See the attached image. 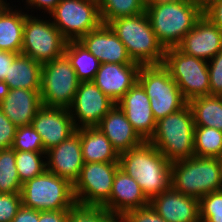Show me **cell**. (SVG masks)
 Wrapping results in <instances>:
<instances>
[{
  "label": "cell",
  "instance_id": "obj_49",
  "mask_svg": "<svg viewBox=\"0 0 222 222\" xmlns=\"http://www.w3.org/2000/svg\"><path fill=\"white\" fill-rule=\"evenodd\" d=\"M106 222H125L122 216H111Z\"/></svg>",
  "mask_w": 222,
  "mask_h": 222
},
{
  "label": "cell",
  "instance_id": "obj_28",
  "mask_svg": "<svg viewBox=\"0 0 222 222\" xmlns=\"http://www.w3.org/2000/svg\"><path fill=\"white\" fill-rule=\"evenodd\" d=\"M71 62L80 82L93 81L99 69V60L79 41H68L64 53Z\"/></svg>",
  "mask_w": 222,
  "mask_h": 222
},
{
  "label": "cell",
  "instance_id": "obj_11",
  "mask_svg": "<svg viewBox=\"0 0 222 222\" xmlns=\"http://www.w3.org/2000/svg\"><path fill=\"white\" fill-rule=\"evenodd\" d=\"M48 16L67 41H79L102 24L97 0H61Z\"/></svg>",
  "mask_w": 222,
  "mask_h": 222
},
{
  "label": "cell",
  "instance_id": "obj_47",
  "mask_svg": "<svg viewBox=\"0 0 222 222\" xmlns=\"http://www.w3.org/2000/svg\"><path fill=\"white\" fill-rule=\"evenodd\" d=\"M13 3L8 2L7 0H0V18L3 13L12 5Z\"/></svg>",
  "mask_w": 222,
  "mask_h": 222
},
{
  "label": "cell",
  "instance_id": "obj_15",
  "mask_svg": "<svg viewBox=\"0 0 222 222\" xmlns=\"http://www.w3.org/2000/svg\"><path fill=\"white\" fill-rule=\"evenodd\" d=\"M177 48L190 56L209 61L222 50V31L202 15Z\"/></svg>",
  "mask_w": 222,
  "mask_h": 222
},
{
  "label": "cell",
  "instance_id": "obj_12",
  "mask_svg": "<svg viewBox=\"0 0 222 222\" xmlns=\"http://www.w3.org/2000/svg\"><path fill=\"white\" fill-rule=\"evenodd\" d=\"M119 162L84 163L73 185L76 204L103 206L109 199Z\"/></svg>",
  "mask_w": 222,
  "mask_h": 222
},
{
  "label": "cell",
  "instance_id": "obj_37",
  "mask_svg": "<svg viewBox=\"0 0 222 222\" xmlns=\"http://www.w3.org/2000/svg\"><path fill=\"white\" fill-rule=\"evenodd\" d=\"M210 95L222 94V50L208 61Z\"/></svg>",
  "mask_w": 222,
  "mask_h": 222
},
{
  "label": "cell",
  "instance_id": "obj_46",
  "mask_svg": "<svg viewBox=\"0 0 222 222\" xmlns=\"http://www.w3.org/2000/svg\"><path fill=\"white\" fill-rule=\"evenodd\" d=\"M9 86L5 81L0 79V102L6 97V95L9 93Z\"/></svg>",
  "mask_w": 222,
  "mask_h": 222
},
{
  "label": "cell",
  "instance_id": "obj_24",
  "mask_svg": "<svg viewBox=\"0 0 222 222\" xmlns=\"http://www.w3.org/2000/svg\"><path fill=\"white\" fill-rule=\"evenodd\" d=\"M76 132L80 135L84 163L118 162V152L98 127H81Z\"/></svg>",
  "mask_w": 222,
  "mask_h": 222
},
{
  "label": "cell",
  "instance_id": "obj_50",
  "mask_svg": "<svg viewBox=\"0 0 222 222\" xmlns=\"http://www.w3.org/2000/svg\"><path fill=\"white\" fill-rule=\"evenodd\" d=\"M220 163H221V167H222V156L220 157Z\"/></svg>",
  "mask_w": 222,
  "mask_h": 222
},
{
  "label": "cell",
  "instance_id": "obj_10",
  "mask_svg": "<svg viewBox=\"0 0 222 222\" xmlns=\"http://www.w3.org/2000/svg\"><path fill=\"white\" fill-rule=\"evenodd\" d=\"M79 83L76 72L65 54L42 64L40 88L42 105L69 109Z\"/></svg>",
  "mask_w": 222,
  "mask_h": 222
},
{
  "label": "cell",
  "instance_id": "obj_5",
  "mask_svg": "<svg viewBox=\"0 0 222 222\" xmlns=\"http://www.w3.org/2000/svg\"><path fill=\"white\" fill-rule=\"evenodd\" d=\"M194 118L187 103L182 109L159 119L149 142L170 162L194 156Z\"/></svg>",
  "mask_w": 222,
  "mask_h": 222
},
{
  "label": "cell",
  "instance_id": "obj_20",
  "mask_svg": "<svg viewBox=\"0 0 222 222\" xmlns=\"http://www.w3.org/2000/svg\"><path fill=\"white\" fill-rule=\"evenodd\" d=\"M149 204L167 222H200L199 199L172 187L153 197Z\"/></svg>",
  "mask_w": 222,
  "mask_h": 222
},
{
  "label": "cell",
  "instance_id": "obj_23",
  "mask_svg": "<svg viewBox=\"0 0 222 222\" xmlns=\"http://www.w3.org/2000/svg\"><path fill=\"white\" fill-rule=\"evenodd\" d=\"M40 90L10 89L0 102V109L16 126L31 125L42 107Z\"/></svg>",
  "mask_w": 222,
  "mask_h": 222
},
{
  "label": "cell",
  "instance_id": "obj_39",
  "mask_svg": "<svg viewBox=\"0 0 222 222\" xmlns=\"http://www.w3.org/2000/svg\"><path fill=\"white\" fill-rule=\"evenodd\" d=\"M17 127L0 109V150L12 147Z\"/></svg>",
  "mask_w": 222,
  "mask_h": 222
},
{
  "label": "cell",
  "instance_id": "obj_16",
  "mask_svg": "<svg viewBox=\"0 0 222 222\" xmlns=\"http://www.w3.org/2000/svg\"><path fill=\"white\" fill-rule=\"evenodd\" d=\"M84 165L80 135L75 132L57 146L46 151V170L68 180H78Z\"/></svg>",
  "mask_w": 222,
  "mask_h": 222
},
{
  "label": "cell",
  "instance_id": "obj_44",
  "mask_svg": "<svg viewBox=\"0 0 222 222\" xmlns=\"http://www.w3.org/2000/svg\"><path fill=\"white\" fill-rule=\"evenodd\" d=\"M17 53L0 50V79L4 80Z\"/></svg>",
  "mask_w": 222,
  "mask_h": 222
},
{
  "label": "cell",
  "instance_id": "obj_1",
  "mask_svg": "<svg viewBox=\"0 0 222 222\" xmlns=\"http://www.w3.org/2000/svg\"><path fill=\"white\" fill-rule=\"evenodd\" d=\"M118 162L149 201L171 187V162L149 141L120 153Z\"/></svg>",
  "mask_w": 222,
  "mask_h": 222
},
{
  "label": "cell",
  "instance_id": "obj_27",
  "mask_svg": "<svg viewBox=\"0 0 222 222\" xmlns=\"http://www.w3.org/2000/svg\"><path fill=\"white\" fill-rule=\"evenodd\" d=\"M195 126L216 128L222 131V97L217 95L201 96L188 102Z\"/></svg>",
  "mask_w": 222,
  "mask_h": 222
},
{
  "label": "cell",
  "instance_id": "obj_41",
  "mask_svg": "<svg viewBox=\"0 0 222 222\" xmlns=\"http://www.w3.org/2000/svg\"><path fill=\"white\" fill-rule=\"evenodd\" d=\"M205 15L211 22L218 26L222 31V0H217L210 4L204 11Z\"/></svg>",
  "mask_w": 222,
  "mask_h": 222
},
{
  "label": "cell",
  "instance_id": "obj_4",
  "mask_svg": "<svg viewBox=\"0 0 222 222\" xmlns=\"http://www.w3.org/2000/svg\"><path fill=\"white\" fill-rule=\"evenodd\" d=\"M171 187L179 193L198 199L221 190L220 158L192 156L171 162Z\"/></svg>",
  "mask_w": 222,
  "mask_h": 222
},
{
  "label": "cell",
  "instance_id": "obj_42",
  "mask_svg": "<svg viewBox=\"0 0 222 222\" xmlns=\"http://www.w3.org/2000/svg\"><path fill=\"white\" fill-rule=\"evenodd\" d=\"M69 210L39 211V222H66Z\"/></svg>",
  "mask_w": 222,
  "mask_h": 222
},
{
  "label": "cell",
  "instance_id": "obj_38",
  "mask_svg": "<svg viewBox=\"0 0 222 222\" xmlns=\"http://www.w3.org/2000/svg\"><path fill=\"white\" fill-rule=\"evenodd\" d=\"M125 222H167L152 207L147 205L126 212L122 216Z\"/></svg>",
  "mask_w": 222,
  "mask_h": 222
},
{
  "label": "cell",
  "instance_id": "obj_29",
  "mask_svg": "<svg viewBox=\"0 0 222 222\" xmlns=\"http://www.w3.org/2000/svg\"><path fill=\"white\" fill-rule=\"evenodd\" d=\"M194 156L220 158L222 156V131L216 128L195 126Z\"/></svg>",
  "mask_w": 222,
  "mask_h": 222
},
{
  "label": "cell",
  "instance_id": "obj_14",
  "mask_svg": "<svg viewBox=\"0 0 222 222\" xmlns=\"http://www.w3.org/2000/svg\"><path fill=\"white\" fill-rule=\"evenodd\" d=\"M40 135L44 151L57 146L76 132L69 109L42 106L32 124Z\"/></svg>",
  "mask_w": 222,
  "mask_h": 222
},
{
  "label": "cell",
  "instance_id": "obj_2",
  "mask_svg": "<svg viewBox=\"0 0 222 222\" xmlns=\"http://www.w3.org/2000/svg\"><path fill=\"white\" fill-rule=\"evenodd\" d=\"M145 13L164 49L177 47L203 15L190 0H161L145 8Z\"/></svg>",
  "mask_w": 222,
  "mask_h": 222
},
{
  "label": "cell",
  "instance_id": "obj_40",
  "mask_svg": "<svg viewBox=\"0 0 222 222\" xmlns=\"http://www.w3.org/2000/svg\"><path fill=\"white\" fill-rule=\"evenodd\" d=\"M25 1V2H24ZM61 0H22L23 3V9L29 14V15H35L32 12H37L36 15H45L48 16L57 6V4ZM25 7V8H24ZM28 9V10H27ZM34 9V10H33ZM36 9V10H35ZM41 12V14H38ZM42 10V11H41ZM29 11L31 13H29ZM43 13V14H42Z\"/></svg>",
  "mask_w": 222,
  "mask_h": 222
},
{
  "label": "cell",
  "instance_id": "obj_17",
  "mask_svg": "<svg viewBox=\"0 0 222 222\" xmlns=\"http://www.w3.org/2000/svg\"><path fill=\"white\" fill-rule=\"evenodd\" d=\"M123 110L134 130L144 140L149 141L156 129V120L150 107L149 96L137 82L116 102Z\"/></svg>",
  "mask_w": 222,
  "mask_h": 222
},
{
  "label": "cell",
  "instance_id": "obj_13",
  "mask_svg": "<svg viewBox=\"0 0 222 222\" xmlns=\"http://www.w3.org/2000/svg\"><path fill=\"white\" fill-rule=\"evenodd\" d=\"M115 104L93 81L80 82L69 111L76 128L95 127Z\"/></svg>",
  "mask_w": 222,
  "mask_h": 222
},
{
  "label": "cell",
  "instance_id": "obj_33",
  "mask_svg": "<svg viewBox=\"0 0 222 222\" xmlns=\"http://www.w3.org/2000/svg\"><path fill=\"white\" fill-rule=\"evenodd\" d=\"M11 148L15 151L45 152L42 139L32 125L17 127Z\"/></svg>",
  "mask_w": 222,
  "mask_h": 222
},
{
  "label": "cell",
  "instance_id": "obj_45",
  "mask_svg": "<svg viewBox=\"0 0 222 222\" xmlns=\"http://www.w3.org/2000/svg\"><path fill=\"white\" fill-rule=\"evenodd\" d=\"M194 5L198 6L202 11H204L210 4L217 0H190Z\"/></svg>",
  "mask_w": 222,
  "mask_h": 222
},
{
  "label": "cell",
  "instance_id": "obj_48",
  "mask_svg": "<svg viewBox=\"0 0 222 222\" xmlns=\"http://www.w3.org/2000/svg\"><path fill=\"white\" fill-rule=\"evenodd\" d=\"M161 0H140L141 4L147 8L148 6L154 4V3H158L160 2Z\"/></svg>",
  "mask_w": 222,
  "mask_h": 222
},
{
  "label": "cell",
  "instance_id": "obj_21",
  "mask_svg": "<svg viewBox=\"0 0 222 222\" xmlns=\"http://www.w3.org/2000/svg\"><path fill=\"white\" fill-rule=\"evenodd\" d=\"M149 205L139 184L118 168L114 177L110 199L102 206L113 216H123L126 212Z\"/></svg>",
  "mask_w": 222,
  "mask_h": 222
},
{
  "label": "cell",
  "instance_id": "obj_35",
  "mask_svg": "<svg viewBox=\"0 0 222 222\" xmlns=\"http://www.w3.org/2000/svg\"><path fill=\"white\" fill-rule=\"evenodd\" d=\"M111 216L102 206L75 204L69 209L66 222H106Z\"/></svg>",
  "mask_w": 222,
  "mask_h": 222
},
{
  "label": "cell",
  "instance_id": "obj_32",
  "mask_svg": "<svg viewBox=\"0 0 222 222\" xmlns=\"http://www.w3.org/2000/svg\"><path fill=\"white\" fill-rule=\"evenodd\" d=\"M22 183L15 165V150H0V193H21Z\"/></svg>",
  "mask_w": 222,
  "mask_h": 222
},
{
  "label": "cell",
  "instance_id": "obj_8",
  "mask_svg": "<svg viewBox=\"0 0 222 222\" xmlns=\"http://www.w3.org/2000/svg\"><path fill=\"white\" fill-rule=\"evenodd\" d=\"M162 65L169 71L187 102L210 95L207 61L187 55L175 47L165 49Z\"/></svg>",
  "mask_w": 222,
  "mask_h": 222
},
{
  "label": "cell",
  "instance_id": "obj_9",
  "mask_svg": "<svg viewBox=\"0 0 222 222\" xmlns=\"http://www.w3.org/2000/svg\"><path fill=\"white\" fill-rule=\"evenodd\" d=\"M67 42L49 16L28 15L25 18L22 54L44 64L63 56Z\"/></svg>",
  "mask_w": 222,
  "mask_h": 222
},
{
  "label": "cell",
  "instance_id": "obj_22",
  "mask_svg": "<svg viewBox=\"0 0 222 222\" xmlns=\"http://www.w3.org/2000/svg\"><path fill=\"white\" fill-rule=\"evenodd\" d=\"M96 127L109 139L118 154L129 151L144 142L117 104L101 119Z\"/></svg>",
  "mask_w": 222,
  "mask_h": 222
},
{
  "label": "cell",
  "instance_id": "obj_7",
  "mask_svg": "<svg viewBox=\"0 0 222 222\" xmlns=\"http://www.w3.org/2000/svg\"><path fill=\"white\" fill-rule=\"evenodd\" d=\"M138 83L149 96L156 122L182 109L188 103L169 71L162 64L141 66Z\"/></svg>",
  "mask_w": 222,
  "mask_h": 222
},
{
  "label": "cell",
  "instance_id": "obj_3",
  "mask_svg": "<svg viewBox=\"0 0 222 222\" xmlns=\"http://www.w3.org/2000/svg\"><path fill=\"white\" fill-rule=\"evenodd\" d=\"M108 25L125 45L133 62L141 66L163 64L165 49L159 43L145 12L114 19Z\"/></svg>",
  "mask_w": 222,
  "mask_h": 222
},
{
  "label": "cell",
  "instance_id": "obj_34",
  "mask_svg": "<svg viewBox=\"0 0 222 222\" xmlns=\"http://www.w3.org/2000/svg\"><path fill=\"white\" fill-rule=\"evenodd\" d=\"M200 222H222V189L199 199Z\"/></svg>",
  "mask_w": 222,
  "mask_h": 222
},
{
  "label": "cell",
  "instance_id": "obj_18",
  "mask_svg": "<svg viewBox=\"0 0 222 222\" xmlns=\"http://www.w3.org/2000/svg\"><path fill=\"white\" fill-rule=\"evenodd\" d=\"M79 42L99 60L100 64H138L132 61L125 45L108 24H101L83 36Z\"/></svg>",
  "mask_w": 222,
  "mask_h": 222
},
{
  "label": "cell",
  "instance_id": "obj_26",
  "mask_svg": "<svg viewBox=\"0 0 222 222\" xmlns=\"http://www.w3.org/2000/svg\"><path fill=\"white\" fill-rule=\"evenodd\" d=\"M42 64L22 53L13 60L5 81L9 89L40 90Z\"/></svg>",
  "mask_w": 222,
  "mask_h": 222
},
{
  "label": "cell",
  "instance_id": "obj_6",
  "mask_svg": "<svg viewBox=\"0 0 222 222\" xmlns=\"http://www.w3.org/2000/svg\"><path fill=\"white\" fill-rule=\"evenodd\" d=\"M22 205L36 211L69 210L75 204L73 185L45 170L22 184Z\"/></svg>",
  "mask_w": 222,
  "mask_h": 222
},
{
  "label": "cell",
  "instance_id": "obj_30",
  "mask_svg": "<svg viewBox=\"0 0 222 222\" xmlns=\"http://www.w3.org/2000/svg\"><path fill=\"white\" fill-rule=\"evenodd\" d=\"M102 24L120 17L136 16L145 12L140 0H97Z\"/></svg>",
  "mask_w": 222,
  "mask_h": 222
},
{
  "label": "cell",
  "instance_id": "obj_19",
  "mask_svg": "<svg viewBox=\"0 0 222 222\" xmlns=\"http://www.w3.org/2000/svg\"><path fill=\"white\" fill-rule=\"evenodd\" d=\"M139 64H100L93 82L114 102H118L124 94L138 82Z\"/></svg>",
  "mask_w": 222,
  "mask_h": 222
},
{
  "label": "cell",
  "instance_id": "obj_36",
  "mask_svg": "<svg viewBox=\"0 0 222 222\" xmlns=\"http://www.w3.org/2000/svg\"><path fill=\"white\" fill-rule=\"evenodd\" d=\"M21 206V193H0V222H11Z\"/></svg>",
  "mask_w": 222,
  "mask_h": 222
},
{
  "label": "cell",
  "instance_id": "obj_31",
  "mask_svg": "<svg viewBox=\"0 0 222 222\" xmlns=\"http://www.w3.org/2000/svg\"><path fill=\"white\" fill-rule=\"evenodd\" d=\"M15 165L24 184L46 170V152L15 151Z\"/></svg>",
  "mask_w": 222,
  "mask_h": 222
},
{
  "label": "cell",
  "instance_id": "obj_43",
  "mask_svg": "<svg viewBox=\"0 0 222 222\" xmlns=\"http://www.w3.org/2000/svg\"><path fill=\"white\" fill-rule=\"evenodd\" d=\"M11 222H39V211L22 205Z\"/></svg>",
  "mask_w": 222,
  "mask_h": 222
},
{
  "label": "cell",
  "instance_id": "obj_25",
  "mask_svg": "<svg viewBox=\"0 0 222 222\" xmlns=\"http://www.w3.org/2000/svg\"><path fill=\"white\" fill-rule=\"evenodd\" d=\"M12 4L0 18V50L20 54L23 44L25 18L22 6Z\"/></svg>",
  "mask_w": 222,
  "mask_h": 222
}]
</instances>
